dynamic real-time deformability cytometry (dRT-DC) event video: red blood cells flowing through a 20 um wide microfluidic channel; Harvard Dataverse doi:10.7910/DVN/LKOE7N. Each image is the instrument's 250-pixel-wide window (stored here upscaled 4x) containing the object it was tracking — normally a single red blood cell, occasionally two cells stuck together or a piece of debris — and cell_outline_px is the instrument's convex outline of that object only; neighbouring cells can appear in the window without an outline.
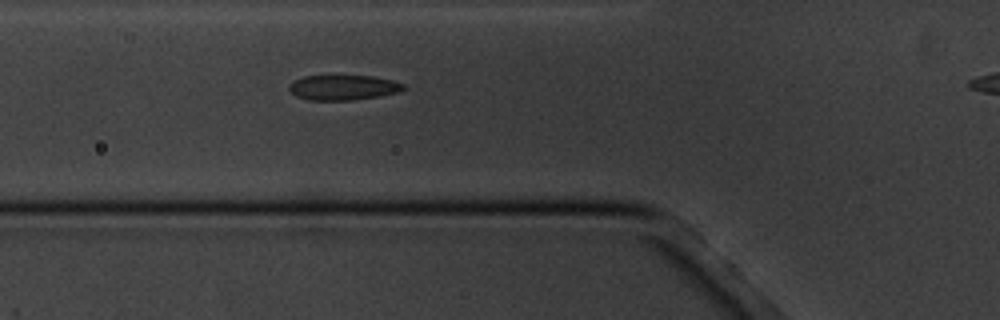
{"species": "common noctule bat (a hibernating species)", "species_latin": "Nyctalus noctula", "temperature_condition": "cold", "stored_images_in_passage": 3, "segment_of_instrument_passage": [1, 2], "camera_frame_rate_fps": 3000, "um_per_image_px": 0.085, "animal": {"sex": "male", "body_mass_g": 20.1, "forearm_length_mm": 53.5}, "frame": {"image": 1, "passage_image": 2, "time_ms": 2.0, "image_size_px": [1000, 320], "cell_outline_px": [[404, 88], [400, 92], [380, 96], [352, 100], [308, 100], [296, 96], [288, 88], [288, 84], [304, 76], [372, 76], [392, 80], [404, 84]], "centroid_in_image_um": [29.17, 7.44], "position_along_channel_um": 96.6, "area_um2": 16.65}}